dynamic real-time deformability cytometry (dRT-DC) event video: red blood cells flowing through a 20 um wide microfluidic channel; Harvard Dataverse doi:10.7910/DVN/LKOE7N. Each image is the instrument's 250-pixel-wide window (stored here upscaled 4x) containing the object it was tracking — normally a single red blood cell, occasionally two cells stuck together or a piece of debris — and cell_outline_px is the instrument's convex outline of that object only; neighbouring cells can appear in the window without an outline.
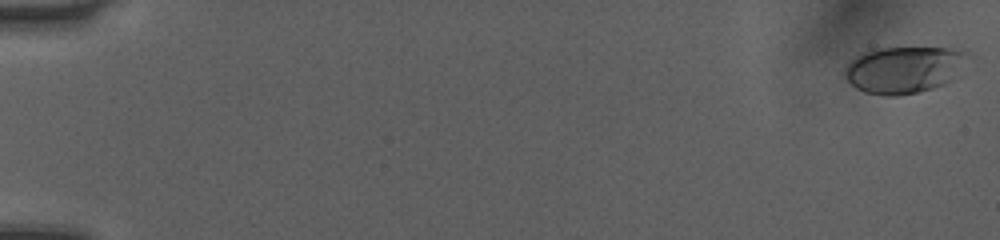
{"species": "human", "species_latin": "Homo sapiens", "temperature_condition": "room temperature", "stored_images_in_passage": 9, "camera_frame_rate_fps": 3000, "um_per_image_px": 0.085, "donor": {"sex": "female"}, "frame": {"image": 1, "passage_image": 1, "time_ms": 0.0, "image_size_px": [1000, 240], "cell_outline_px": [[968, 52], [952, 80], [944, 84], [932, 88], [916, 92], [896, 96], [884, 96], [864, 92], [856, 88], [844, 76], [844, 68], [856, 56], [864, 52], [880, 48], [944, 48]], "centroid_in_image_um": [76.76, 5.93], "position_along_channel_um": 8.2, "area_um2": 32.89}}
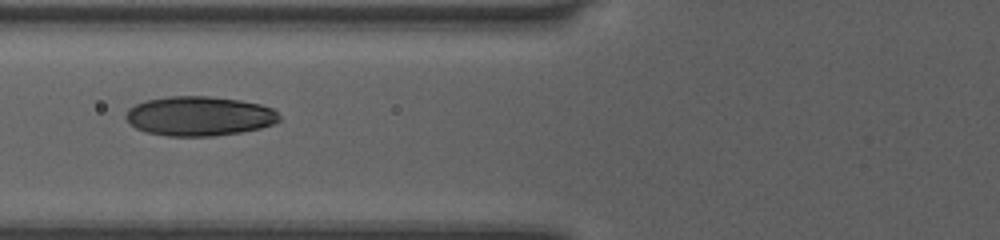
{"frame": {"image": 2, "passage_image": 8, "time_ms": 2.333, "image_size_px": [1000, 240], "cell_outline_px": [[280, 120], [272, 124], [260, 128], [240, 132], [212, 136], [168, 136], [148, 132], [136, 128], [124, 116], [128, 108], [144, 100], [168, 96], [208, 96], [240, 100], [260, 104], [272, 108], [280, 116]], "centroid_in_image_um": [16.93, 9.86], "position_along_channel_um": 108.9, "area_um2": 35.26}}
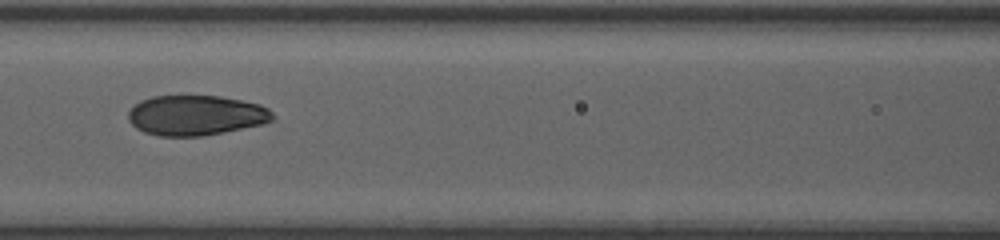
{"frame": {"image": 3, "passage_image": 9, "time_ms": 2.667, "image_size_px": [1000, 240], "cell_outline_px": [[276, 116], [272, 120], [260, 124], [224, 132], [204, 136], [160, 136], [144, 132], [136, 128], [128, 120], [128, 112], [140, 100], [152, 96], [220, 96], [260, 104], [268, 108]], "centroid_in_image_um": [16.64, 9.8], "position_along_channel_um": 150.0, "area_um2": 33.7}}